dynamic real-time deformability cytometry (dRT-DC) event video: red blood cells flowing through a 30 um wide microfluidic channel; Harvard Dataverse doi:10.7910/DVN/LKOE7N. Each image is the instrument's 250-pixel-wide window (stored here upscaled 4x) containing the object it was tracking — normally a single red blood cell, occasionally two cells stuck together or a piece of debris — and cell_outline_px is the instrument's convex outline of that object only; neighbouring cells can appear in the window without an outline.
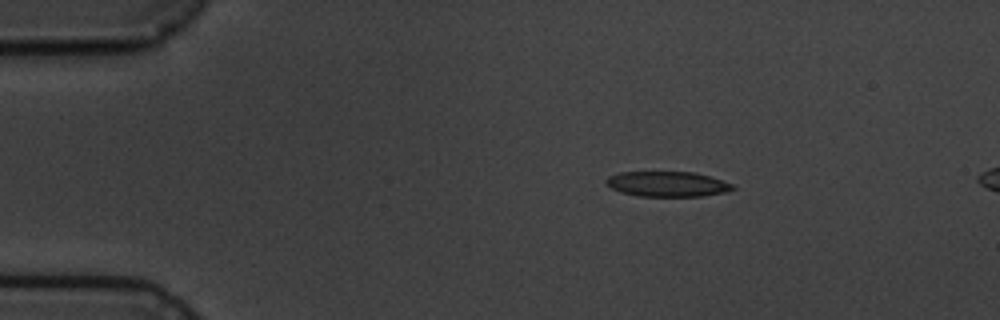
{"species": "common noctule bat (a hibernating species)", "species_latin": "Nyctalus noctula", "temperature_condition": "cold", "stored_images_in_passage": 4, "segment_of_instrument_passage": [1, 2], "camera_frame_rate_fps": 3000, "um_per_image_px": 0.085, "animal": {"sex": "male", "body_mass_g": 19.5, "forearm_length_mm": 54.6}, "frame": {"image": 1, "passage_image": 1, "time_ms": 0.0, "image_size_px": [1000, 320], "cell_outline_px": [[736, 188], [724, 192], [700, 196], [640, 196], [620, 192], [612, 188], [604, 180], [608, 176], [620, 172], [692, 172], [708, 176], [732, 184]], "centroid_in_image_um": [56.68, 15.64], "position_along_channel_um": 28.3, "area_um2": 18.32}}